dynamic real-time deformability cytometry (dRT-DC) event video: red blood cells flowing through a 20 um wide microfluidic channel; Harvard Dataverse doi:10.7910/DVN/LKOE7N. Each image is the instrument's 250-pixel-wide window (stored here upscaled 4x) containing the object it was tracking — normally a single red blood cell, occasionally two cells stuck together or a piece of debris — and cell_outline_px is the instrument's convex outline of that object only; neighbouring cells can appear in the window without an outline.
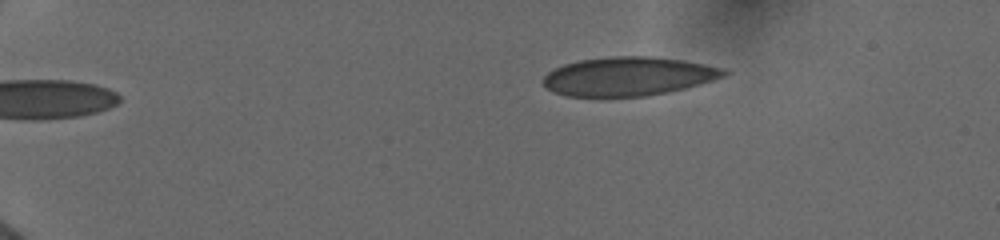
{"species": "human", "species_latin": "Homo sapiens", "temperature_condition": "cold", "stored_images_in_passage": 92, "camera_frame_rate_fps": 3000, "um_per_image_px": 0.085, "donor": {"sex": "female"}, "frame": {"image": 1, "passage_image": 1, "time_ms": 0.0, "image_size_px": [1000, 240], "cell_outline_px": [[732, 72], [724, 76], [712, 80], [684, 88], [668, 92], [648, 96], [600, 100], [568, 96], [556, 92], [548, 88], [544, 84], [544, 76], [548, 72], [564, 64], [580, 60], [608, 56], [648, 56], [680, 60], [704, 64], [720, 68]], "centroid_in_image_um": [53.36, 6.53], "position_along_channel_um": 31.6, "area_um2": 41.56}}
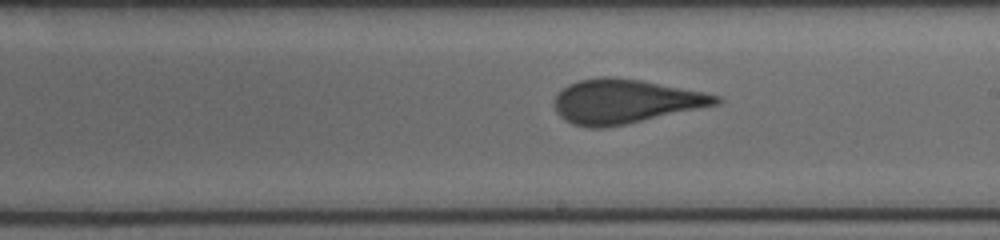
{"frame": {"image": 2, "passage_image": 51, "time_ms": 7.667, "image_size_px": [1000, 240], "cell_outline_px": [[724, 100], [720, 104], [624, 124], [604, 128], [592, 128], [572, 124], [564, 120], [556, 112], [552, 104], [552, 100], [568, 84], [580, 80], [600, 76], [604, 76], [640, 80], [704, 92], [720, 96]], "centroid_in_image_um": [53.11, 8.62], "position_along_channel_um": 235.9, "area_um2": 41.44}}
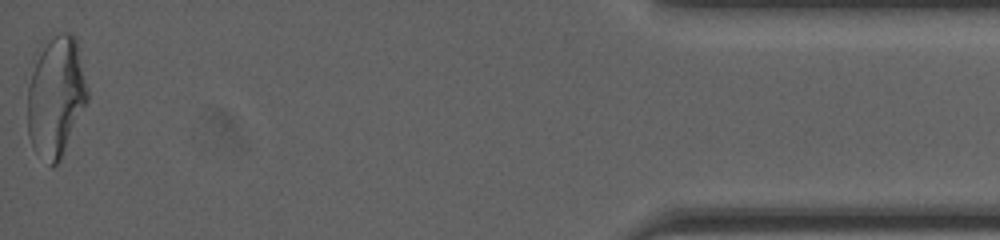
{"frame": {"image": 3, "passage_image": 92, "time_ms": 14.333, "image_size_px": [1000, 240], "cell_outline_px": [[88, 100], [60, 160], [52, 168], [32, 148], [28, 136], [28, 84], [32, 56], [60, 32], [72, 32], [76, 36], [88, 88]], "centroid_in_image_um": [4.73, 8.18], "position_along_channel_um": 430.5, "area_um2": 42.66}, "authors_computed_cell_mechanics": {"area_um2": 41.327, "velocity_mm_per_s": 3.9535, "shape_relaxation_time_tau1_ms": 9.5449, "shape_relaxation_time_tau2_ms": 0.8455, "deformation_change_tau1": 0.2177, "deformation_change_tau2": 0.0623}}